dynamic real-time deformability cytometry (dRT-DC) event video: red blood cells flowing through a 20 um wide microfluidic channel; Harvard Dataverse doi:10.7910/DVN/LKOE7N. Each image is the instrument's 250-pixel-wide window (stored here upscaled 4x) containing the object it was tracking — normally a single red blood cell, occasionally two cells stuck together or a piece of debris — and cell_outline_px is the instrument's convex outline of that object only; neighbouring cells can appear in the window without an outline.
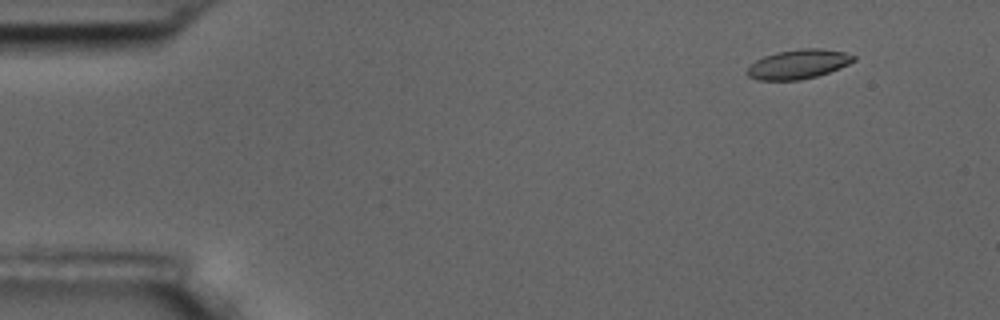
{"species": "common noctule bat (a hibernating species)", "species_latin": "Nyctalus noctula", "temperature_condition": "room temperature", "stored_images_in_passage": 6, "camera_frame_rate_fps": 3000, "um_per_image_px": 0.085, "animal": {"sex": "male", "body_mass_g": 17.5, "forearm_length_mm": 52.3}, "frame": {"image": 1, "passage_image": 2, "time_ms": 1.0, "image_size_px": [1000, 320], "cell_outline_px": [[856, 60], [840, 68], [816, 76], [800, 80], [760, 80], [748, 76], [744, 72], [756, 60], [764, 56], [776, 52], [800, 48], [820, 48], [844, 52], [856, 56]], "centroid_in_image_um": [67.85, 5.45], "position_along_channel_um": 17.1, "area_um2": 18.21}}
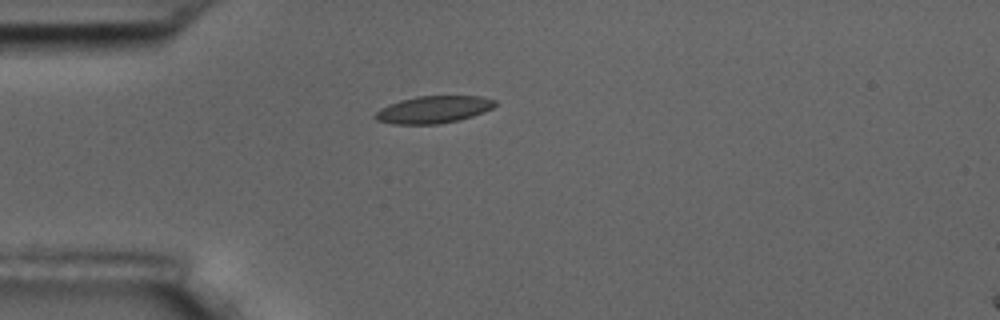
{"frame": {"image": 2, "passage_image": 5, "time_ms": 4.333, "image_size_px": [1000, 320], "cell_outline_px": [[496, 104], [492, 108], [484, 112], [460, 120], [436, 124], [392, 124], [376, 120], [372, 116], [380, 108], [388, 104], [400, 100], [416, 96], [480, 96], [496, 100]], "centroid_in_image_um": [36.82, 9.31], "position_along_channel_um": 48.2, "area_um2": 19.13}}